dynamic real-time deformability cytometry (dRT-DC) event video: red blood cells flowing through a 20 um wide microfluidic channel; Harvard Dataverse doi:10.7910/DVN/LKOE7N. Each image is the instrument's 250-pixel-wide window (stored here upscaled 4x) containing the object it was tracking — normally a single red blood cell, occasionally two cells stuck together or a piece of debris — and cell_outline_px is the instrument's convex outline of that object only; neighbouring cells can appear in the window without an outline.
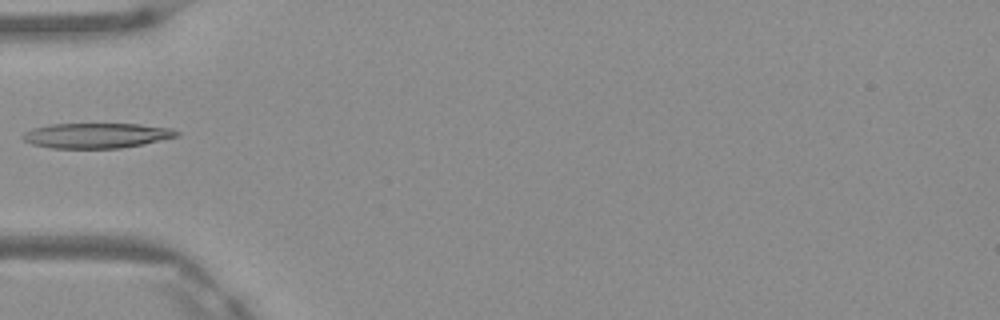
{"species": "Egyptian fruit bat (a non-hibernating species)", "species_latin": "Rousettus aegyptiacus", "temperature_condition": "warm", "stored_images_in_passage": 5, "camera_frame_rate_fps": 3000, "um_per_image_px": 0.085, "frame": {"image": 1, "passage_image": 5, "time_ms": 1.333, "image_size_px": [1000, 320], "cell_outline_px": [[180, 136], [144, 144], [120, 148], [52, 148], [32, 144], [24, 140], [20, 136], [24, 132], [32, 128], [48, 124], [140, 124], [172, 128], [180, 132]], "centroid_in_image_um": [8.22, 11.51], "position_along_channel_um": 76.8, "area_um2": 22.72}}